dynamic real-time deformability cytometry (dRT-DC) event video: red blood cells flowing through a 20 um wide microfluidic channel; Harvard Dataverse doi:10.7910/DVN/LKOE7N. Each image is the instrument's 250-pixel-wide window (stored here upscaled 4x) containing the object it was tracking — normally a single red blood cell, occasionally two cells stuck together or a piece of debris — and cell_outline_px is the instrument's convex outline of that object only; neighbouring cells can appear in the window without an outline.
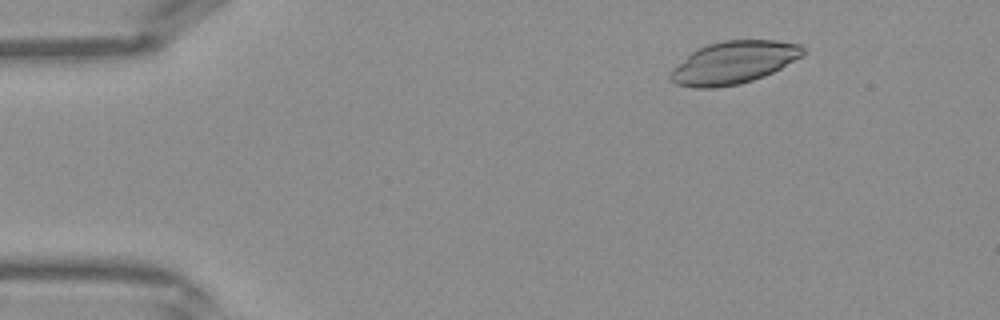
{"species": "Egyptian fruit bat (a non-hibernating species)", "species_latin": "Rousettus aegyptiacus", "temperature_condition": "warm", "stored_images_in_passage": 40, "camera_frame_rate_fps": 3000, "um_per_image_px": 0.085, "frame": {"image": 1, "passage_image": 4, "time_ms": 1.0, "image_size_px": [1000, 320], "cell_outline_px": [[804, 56], [764, 76], [740, 84], [716, 88], [696, 88], [676, 84], [668, 80], [668, 72], [672, 68], [696, 48], [708, 44], [724, 40], [776, 40], [800, 44], [804, 48]], "centroid_in_image_um": [62.33, 5.32], "position_along_channel_um": 22.7, "area_um2": 33.18}}
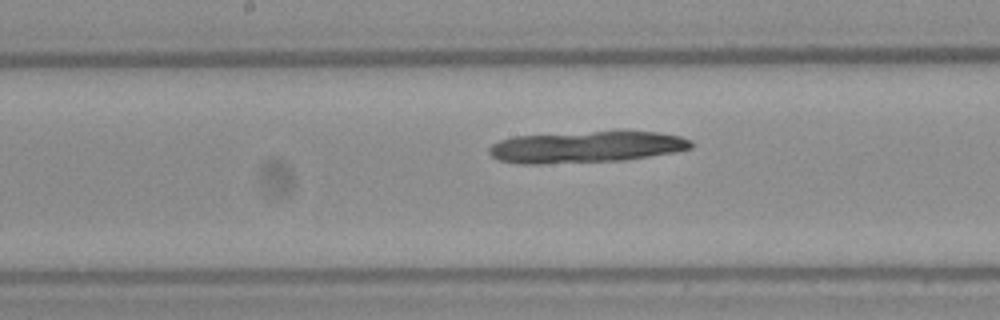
{"frame": {"image": 2, "passage_image": 20, "time_ms": 6.333, "image_size_px": [1000, 320], "cell_outline_px": [[692, 148], [672, 152], [624, 160], [540, 164], [524, 164], [500, 160], [492, 156], [488, 152], [488, 148], [492, 144], [500, 140], [512, 136], [592, 132], [656, 132], [680, 136], [692, 140]], "centroid_in_image_um": [49.79, 12.5], "position_along_channel_um": 198.4, "area_um2": 36.65}}